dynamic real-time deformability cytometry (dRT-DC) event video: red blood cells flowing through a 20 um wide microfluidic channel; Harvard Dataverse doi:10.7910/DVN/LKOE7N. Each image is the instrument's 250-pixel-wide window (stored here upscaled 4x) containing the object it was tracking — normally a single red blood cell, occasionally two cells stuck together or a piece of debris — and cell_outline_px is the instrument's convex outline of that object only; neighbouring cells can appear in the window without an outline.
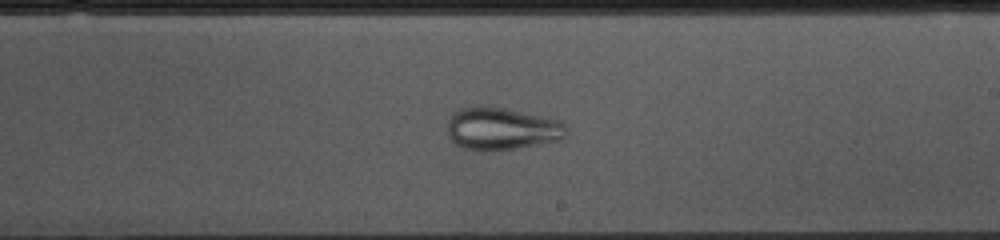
{"species": "common noctule bat (a hibernating species)", "species_latin": "Nyctalus noctula", "temperature_condition": "cold", "stored_images_in_passage": 39, "camera_frame_rate_fps": 3000, "um_per_image_px": 0.085, "animal": {"sex": "female", "body_mass_g": 10.0, "forearm_length_mm": 53.1}, "frame": {"image": 1, "passage_image": 16, "time_ms": 5.0, "image_size_px": [1000, 240], "cell_outline_px": [[568, 132], [560, 140], [516, 148], [468, 148], [456, 144], [448, 136], [448, 120], [452, 112], [460, 108], [476, 104], [504, 108], [560, 120], [568, 128]], "centroid_in_image_um": [42.64, 10.88], "position_along_channel_um": 246.4, "area_um2": 29.02}}
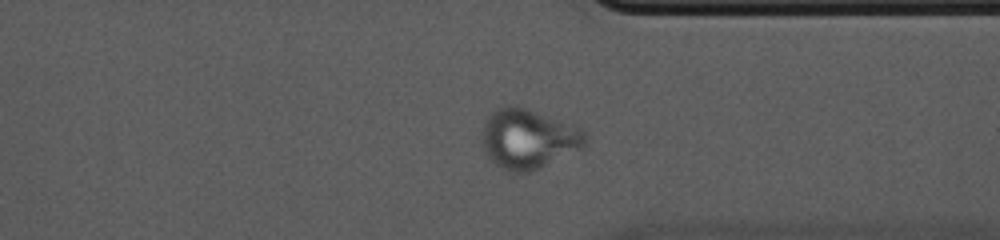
{"frame": {"image": 2, "passage_image": 26, "time_ms": 8.333, "image_size_px": [1000, 240], "cell_outline_px": [[588, 140], [584, 148], [528, 172], [508, 172], [496, 164], [488, 156], [484, 144], [484, 124], [488, 116], [496, 108], [508, 104], [516, 104], [528, 108], [584, 128], [588, 136]], "centroid_in_image_um": [44.98, 11.76], "position_along_channel_um": 366.4, "area_um2": 36.01}}
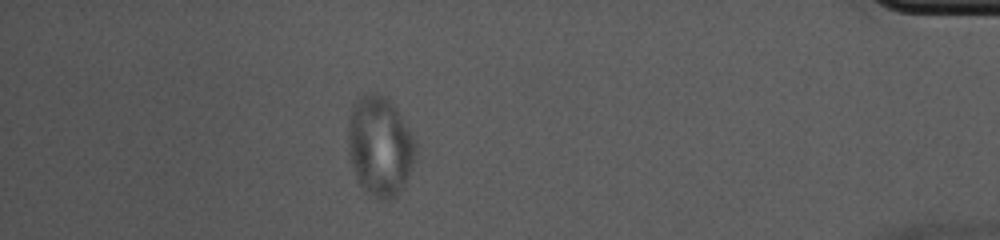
{"frame": {"image": 3, "passage_image": 33, "time_ms": 10.667, "image_size_px": [1000, 240], "cell_outline_px": [[416, 152], [408, 176], [400, 192], [392, 200], [388, 200], [372, 196], [360, 184], [356, 176], [348, 152], [348, 124], [352, 104], [356, 100], [368, 92], [380, 92], [396, 108], [408, 128], [416, 144]], "centroid_in_image_um": [32.27, 12.4], "position_along_channel_um": 402.9, "area_um2": 39.07}}